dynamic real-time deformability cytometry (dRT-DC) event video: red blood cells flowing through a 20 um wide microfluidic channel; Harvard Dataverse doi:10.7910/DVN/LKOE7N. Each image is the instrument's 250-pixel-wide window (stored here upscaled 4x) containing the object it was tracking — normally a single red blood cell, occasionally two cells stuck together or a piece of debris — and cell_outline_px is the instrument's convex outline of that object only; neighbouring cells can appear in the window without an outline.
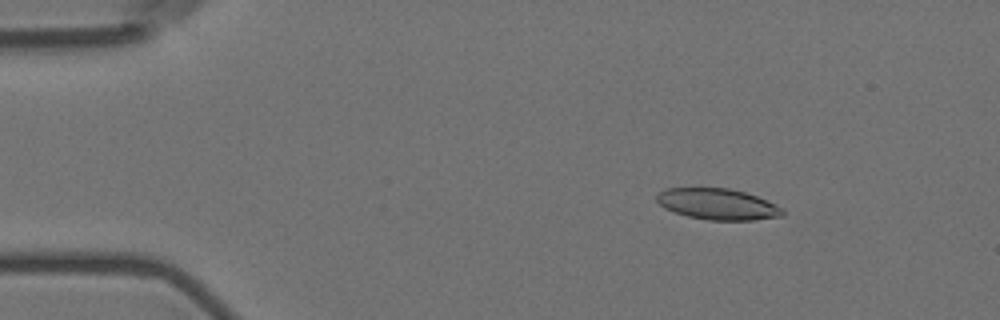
{"species": "Egyptian fruit bat (a non-hibernating species)", "species_latin": "Rousettus aegyptiacus", "temperature_condition": "room temperature", "stored_images_in_passage": 51, "camera_frame_rate_fps": 3000, "um_per_image_px": 0.085, "animal": {"sex": "female"}, "frame": {"image": 1, "passage_image": 3, "time_ms": 0.667, "image_size_px": [1000, 320], "cell_outline_px": [[784, 216], [752, 220], [708, 220], [688, 216], [664, 208], [656, 200], [656, 196], [664, 188], [728, 188], [744, 192], [756, 196], [776, 204], [784, 208]], "centroid_in_image_um": [61.02, 17.35], "position_along_channel_um": 24.0, "area_um2": 22.77}}
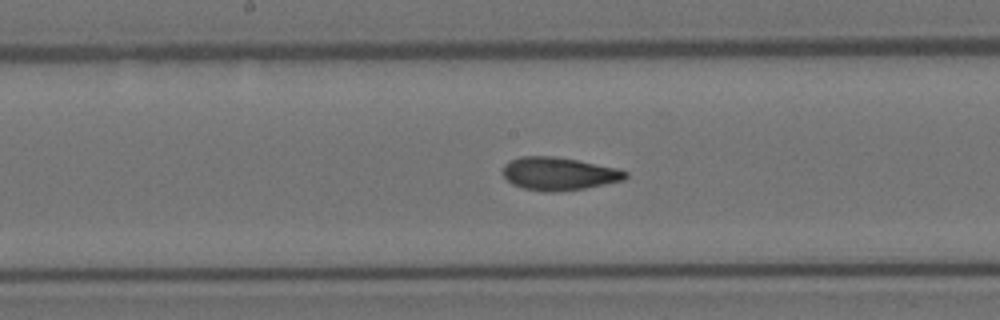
{"frame": {"image": 2, "passage_image": 24, "time_ms": 7.667, "image_size_px": [1000, 320], "cell_outline_px": [[628, 176], [624, 180], [584, 188], [556, 192], [544, 192], [524, 188], [512, 184], [504, 176], [504, 164], [508, 160], [520, 156], [556, 156], [616, 168], [628, 172]], "centroid_in_image_um": [47.48, 14.76], "position_along_channel_um": 200.7, "area_um2": 23.47}}
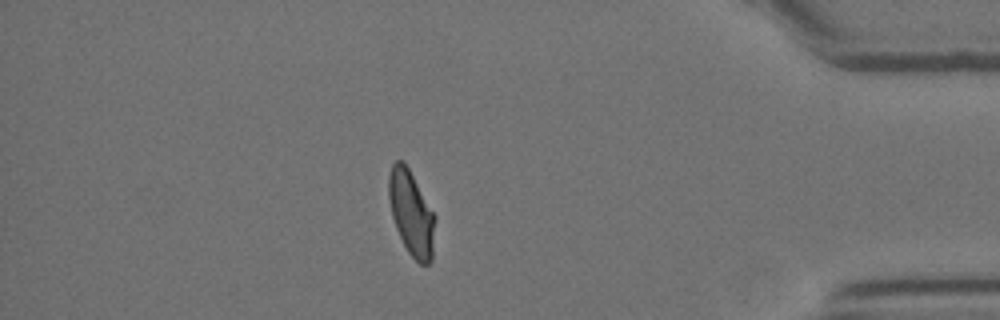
{"frame": {"image": 3, "passage_image": 44, "time_ms": 14.333, "image_size_px": [1000, 320], "cell_outline_px": [[436, 216], [432, 260], [428, 264], [420, 264], [408, 252], [396, 228], [392, 216], [388, 196], [388, 176], [392, 164], [396, 160], [404, 160]], "centroid_in_image_um": [34.96, 18.1], "position_along_channel_um": 400.2, "area_um2": 22.95}, "authors_computed_cell_mechanics": {"area_um2": 23.2356, "velocity_mm_per_s": 3.573, "shape_relaxation_time_tau1_ms": 7.5062, "shape_relaxation_time_tau2_ms": 1.4817, "deformation_change_tau1": 0.1912, "deformation_change_tau2": 0.0776}}